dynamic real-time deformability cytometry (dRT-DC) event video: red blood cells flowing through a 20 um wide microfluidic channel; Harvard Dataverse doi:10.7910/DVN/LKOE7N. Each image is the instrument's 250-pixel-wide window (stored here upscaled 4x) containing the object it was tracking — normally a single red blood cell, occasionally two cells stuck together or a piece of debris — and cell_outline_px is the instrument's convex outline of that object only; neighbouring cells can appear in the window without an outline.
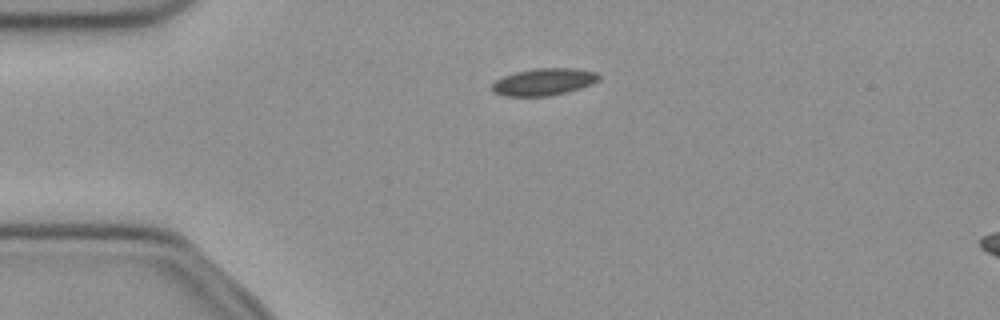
{"species": "common noctule bat (a hibernating species)", "species_latin": "Nyctalus noctula", "temperature_condition": "cold", "stored_images_in_passage": 52, "camera_frame_rate_fps": 3000, "um_per_image_px": 0.085, "animal": {"sex": "female", "body_mass_g": 21.9}, "frame": {"image": 1, "passage_image": 12, "time_ms": 3.667, "image_size_px": [1000, 320], "cell_outline_px": [[600, 80], [592, 84], [580, 88], [548, 96], [504, 96], [492, 92], [492, 84], [496, 80], [504, 76], [516, 72], [536, 68], [572, 68], [600, 72]], "centroid_in_image_um": [46.24, 6.95], "position_along_channel_um": 38.8, "area_um2": 16.88}}
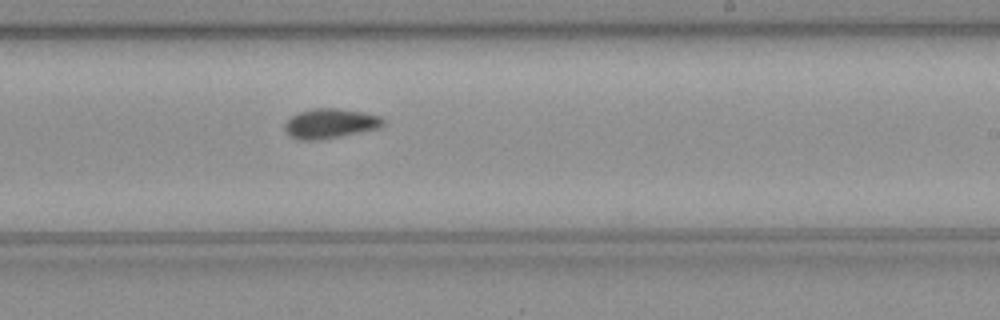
{"frame": {"image": 2, "passage_image": 31, "time_ms": 10.0, "image_size_px": [1000, 320], "cell_outline_px": [[384, 124], [380, 128], [320, 140], [296, 140], [288, 136], [284, 128], [284, 124], [296, 112], [312, 108], [336, 108], [364, 112], [380, 116], [384, 120]], "centroid_in_image_um": [28.03, 10.5], "position_along_channel_um": 261.0, "area_um2": 17.28}}
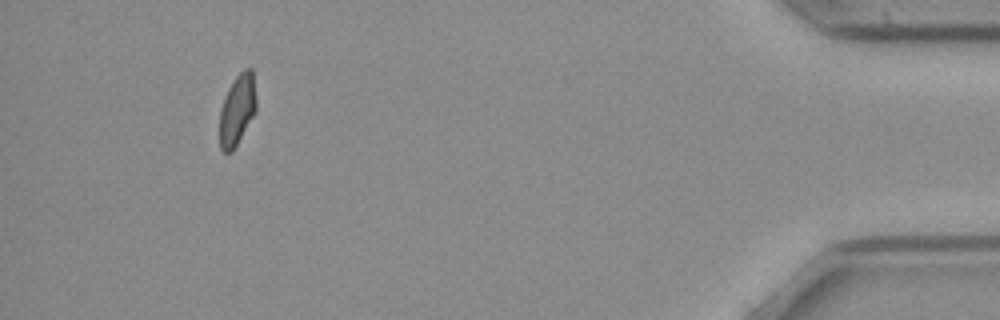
{"frame": {"image": 3, "passage_image": 48, "time_ms": 15.667, "image_size_px": [1000, 320], "cell_outline_px": [[256, 112], [232, 152], [224, 152], [220, 148], [220, 108], [224, 96], [228, 88], [236, 76], [244, 68], [252, 68], [256, 100]], "centroid_in_image_um": [20.16, 9.32], "position_along_channel_um": 415.0, "area_um2": 15.14}, "authors_computed_cell_mechanics": {"area_um2": 16.3285, "velocity_mm_per_s": 3.9675, "shape_relaxation_time_tau1_ms": null, "shape_relaxation_time_tau2_ms": 3.6864, "deformation_change_tau1": null, "deformation_change_tau2": 0.0777}}